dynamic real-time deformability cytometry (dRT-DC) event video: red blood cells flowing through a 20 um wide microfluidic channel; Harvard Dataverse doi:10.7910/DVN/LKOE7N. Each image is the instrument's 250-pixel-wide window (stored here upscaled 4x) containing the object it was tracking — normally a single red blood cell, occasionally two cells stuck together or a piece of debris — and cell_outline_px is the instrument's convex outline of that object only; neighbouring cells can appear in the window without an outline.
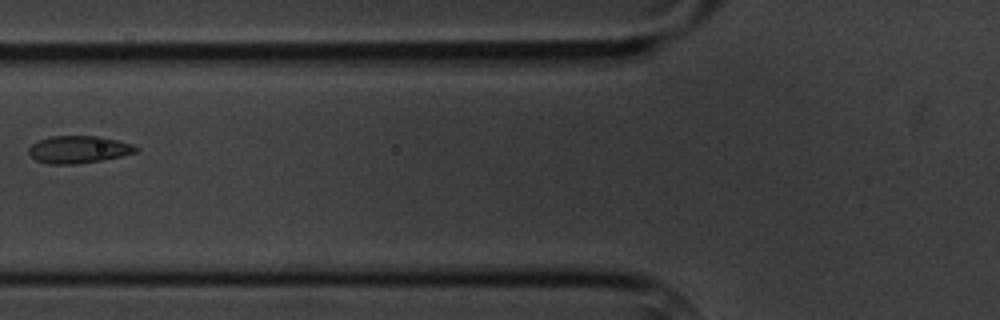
{"species": "common noctule bat (a hibernating species)", "species_latin": "Nyctalus noctula", "temperature_condition": "cold", "stored_images_in_passage": 17, "camera_frame_rate_fps": 3000, "um_per_image_px": 0.085, "animal": {"sex": "male", "body_mass_g": 20.1, "forearm_length_mm": 53.5}, "frame": {"image": 1, "passage_image": 7, "time_ms": 7.667, "image_size_px": [1000, 320], "cell_outline_px": [[140, 148], [136, 152], [120, 156], [100, 160], [76, 164], [48, 164], [36, 160], [28, 156], [28, 148], [36, 140], [52, 136], [100, 136], [132, 144]], "centroid_in_image_um": [6.62, 12.7], "position_along_channel_um": 119.2, "area_um2": 17.17}}
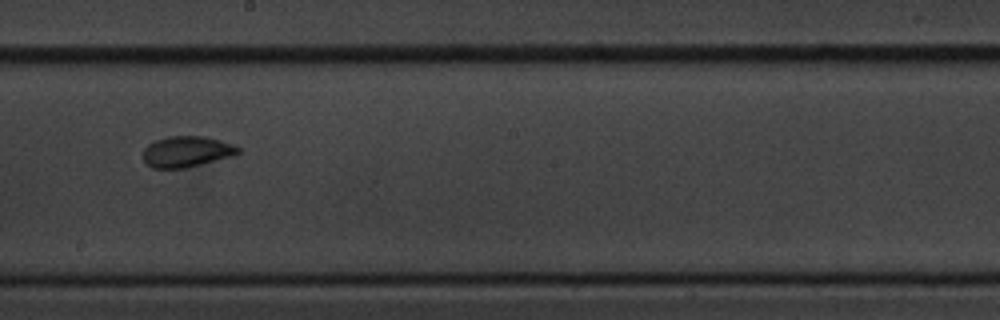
{"frame": {"image": 2, "passage_image": 10, "time_ms": 11.0, "image_size_px": [1000, 320], "cell_outline_px": [[240, 152], [236, 156], [184, 168], [152, 168], [144, 160], [144, 148], [148, 144], [156, 140], [168, 136], [204, 136], [236, 144], [240, 148]], "centroid_in_image_um": [15.93, 12.88], "position_along_channel_um": 232.3, "area_um2": 17.28}}
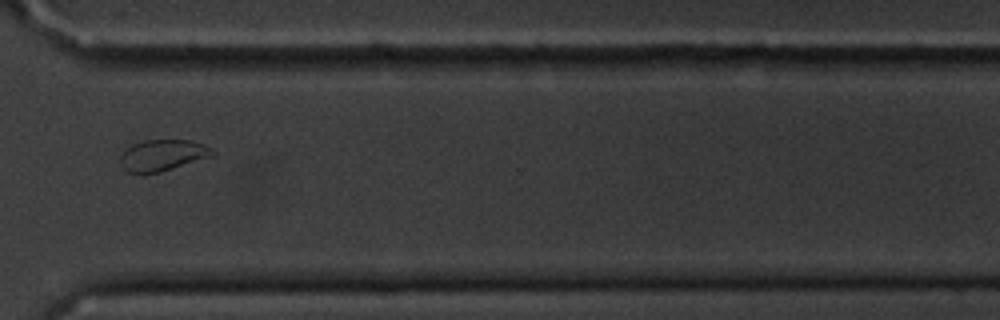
{"frame": {"image": 3, "passage_image": 13, "time_ms": 14.667, "image_size_px": [1000, 320], "cell_outline_px": [[216, 156], [160, 172], [128, 172], [124, 168], [120, 160], [120, 156], [132, 144], [144, 140], [192, 140], [204, 144], [212, 148], [216, 152]], "centroid_in_image_um": [13.92, 13.18], "position_along_channel_um": 356.7, "area_um2": 16.82}, "authors_computed_cell_mechanics": {"area_um2": 17.34, "velocity_mm_per_s": 3.3983, "shape_relaxation_time_tau1_ms": 2.9611, "shape_relaxation_time_tau2_ms": 0.9344, "deformation_change_tau1": 0.115, "deformation_change_tau2": 0.0412}}